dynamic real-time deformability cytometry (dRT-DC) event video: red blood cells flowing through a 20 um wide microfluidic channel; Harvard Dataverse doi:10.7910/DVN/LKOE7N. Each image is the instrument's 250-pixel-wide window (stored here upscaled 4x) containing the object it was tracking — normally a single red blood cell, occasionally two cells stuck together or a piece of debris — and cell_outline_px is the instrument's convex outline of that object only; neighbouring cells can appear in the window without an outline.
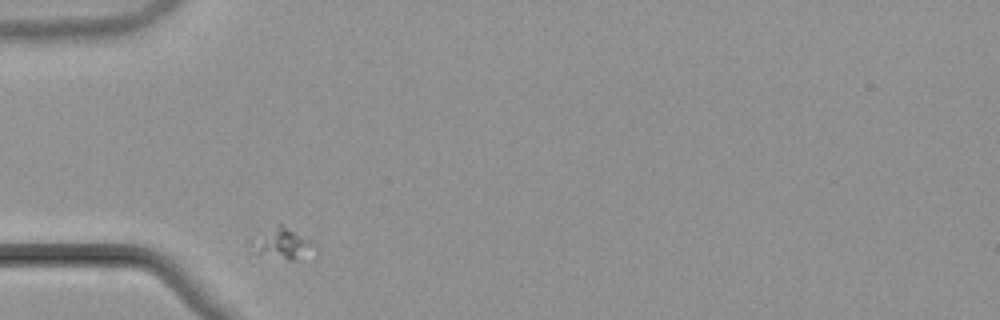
{"species": "common noctule bat (a hibernating species)", "species_latin": "Nyctalus noctula", "temperature_condition": "warm", "stored_images_in_passage": 31, "camera_frame_rate_fps": 3000, "um_per_image_px": 0.085, "animal": {"sex": "male", "body_mass_g": 21.5, "forearm_length_mm": 52.0}, "frame": {"image": 1, "passage_image": 2, "time_ms": 0.333, "image_size_px": [1000, 320], "cell_outline_px": [[320, 248], [316, 256], [296, 260], [288, 260], [260, 252], [248, 240], [280, 224], [308, 240]], "centroid_in_image_um": [24.17, 20.76], "position_along_channel_um": 60.8, "area_um2": 10.98}}
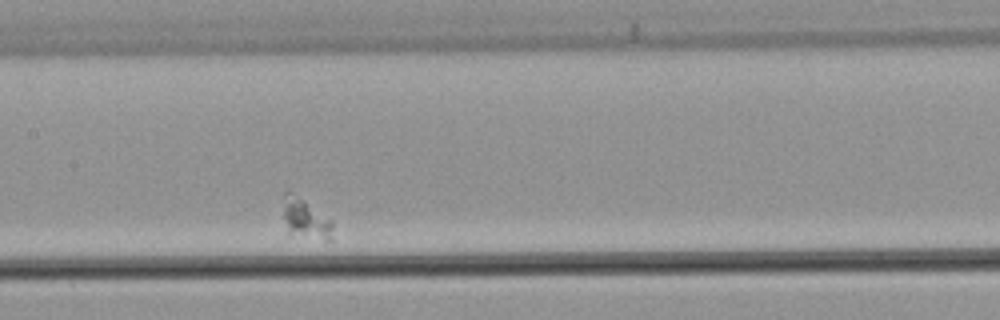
{"frame": {"image": 2, "passage_image": 14, "time_ms": 4.333, "image_size_px": [1000, 320], "cell_outline_px": [[332, 240], [324, 240], [288, 232], [284, 216], [284, 192], [292, 192], [304, 200], [332, 220]], "centroid_in_image_um": [25.99, 18.58], "position_along_channel_um": 181.4, "area_um2": 11.16}}
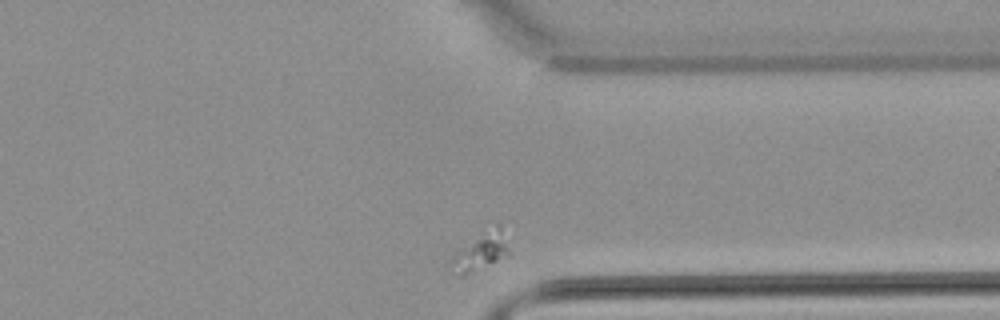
{"frame": {"image": 3, "passage_image": 31, "time_ms": 10.0, "image_size_px": [1000, 320], "cell_outline_px": [[508, 256], [464, 276], [460, 276], [452, 260], [456, 256], [496, 224], [500, 224], [508, 248]], "centroid_in_image_um": [41.0, 21.41], "position_along_channel_um": 370.4, "area_um2": 11.1}}